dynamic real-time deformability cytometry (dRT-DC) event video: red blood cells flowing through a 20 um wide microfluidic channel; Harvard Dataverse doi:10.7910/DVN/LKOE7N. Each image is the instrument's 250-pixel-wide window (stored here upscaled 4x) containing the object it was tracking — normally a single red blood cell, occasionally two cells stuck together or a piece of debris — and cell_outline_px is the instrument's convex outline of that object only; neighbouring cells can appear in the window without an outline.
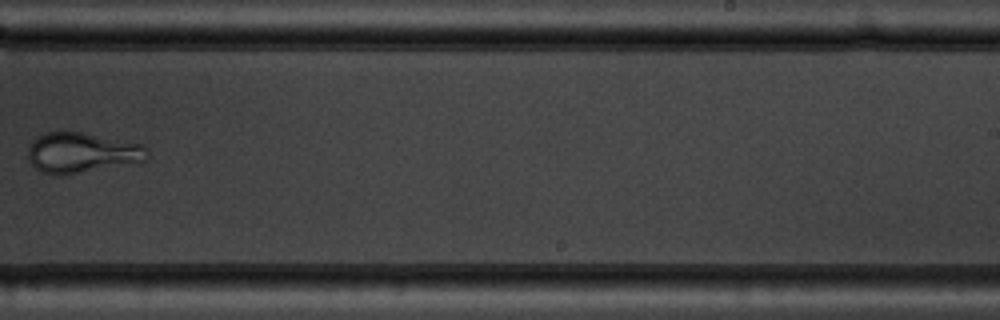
{"species": "common noctule bat (a hibernating species)", "species_latin": "Nyctalus noctula", "temperature_condition": "warm", "stored_images_in_passage": 11, "camera_frame_rate_fps": 3000, "um_per_image_px": 0.085, "animal": {"sex": "male", "body_mass_g": 19.5, "forearm_length_mm": 54.6}, "frame": {"image": 1, "passage_image": 10, "time_ms": 11.333, "image_size_px": [1000, 320], "cell_outline_px": [[148, 160], [60, 176], [52, 176], [36, 168], [28, 160], [28, 144], [32, 140], [44, 132], [84, 132], [144, 144], [148, 152]], "centroid_in_image_um": [6.93, 12.97], "position_along_channel_um": 282.1, "area_um2": 28.21}}
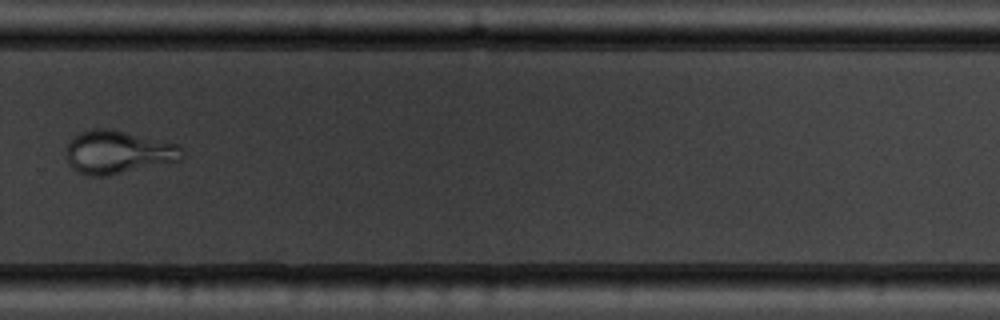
{"frame": {"image": 2, "passage_image": 11, "time_ms": 12.333, "image_size_px": [1000, 320], "cell_outline_px": [[184, 156], [180, 160], [108, 176], [88, 176], [76, 172], [72, 168], [68, 160], [68, 144], [80, 132], [96, 128], [112, 128], [176, 144], [184, 152]], "centroid_in_image_um": [10.03, 12.94], "position_along_channel_um": 319.8, "area_um2": 28.9}}